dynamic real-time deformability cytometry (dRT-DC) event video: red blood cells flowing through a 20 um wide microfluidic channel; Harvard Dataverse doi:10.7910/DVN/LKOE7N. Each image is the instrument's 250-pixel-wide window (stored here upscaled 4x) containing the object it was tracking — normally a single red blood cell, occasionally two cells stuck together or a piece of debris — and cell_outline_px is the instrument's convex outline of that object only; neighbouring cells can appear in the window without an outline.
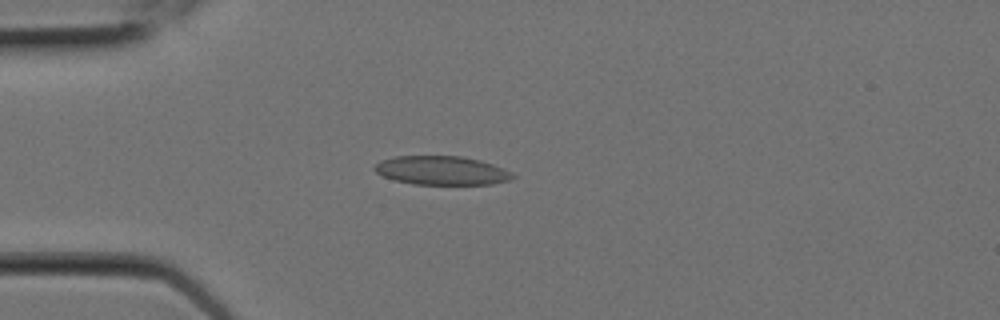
{"species": "Egyptian fruit bat (a non-hibernating species)", "species_latin": "Rousettus aegyptiacus", "temperature_condition": "room temperature", "stored_images_in_passage": 8, "camera_frame_rate_fps": 3000, "um_per_image_px": 0.085, "animal": {"sex": "female"}, "frame": {"image": 1, "passage_image": 4, "time_ms": 1.0, "image_size_px": [1000, 320], "cell_outline_px": [[516, 176], [508, 180], [492, 184], [412, 184], [396, 180], [384, 176], [376, 172], [372, 168], [380, 160], [396, 156], [460, 156], [480, 160], [504, 168], [512, 172]], "centroid_in_image_um": [37.54, 14.48], "position_along_channel_um": 47.5, "area_um2": 23.12}}
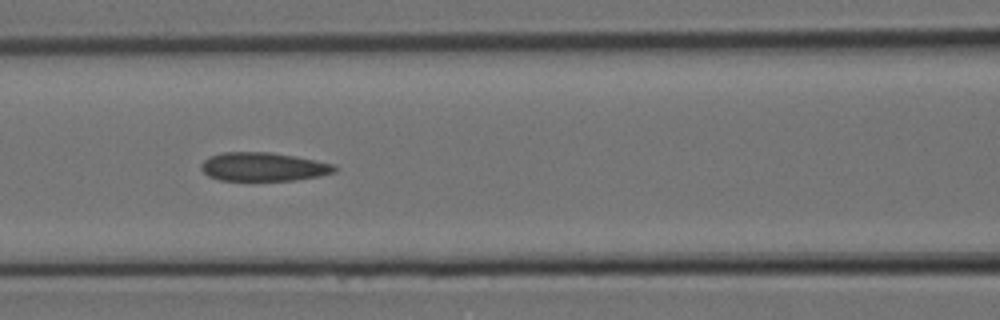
{"frame": {"image": 2, "passage_image": 7, "time_ms": 2.0, "image_size_px": [1000, 320], "cell_outline_px": [[336, 172], [320, 176], [292, 180], [220, 180], [208, 176], [200, 168], [200, 164], [208, 156], [224, 152], [272, 152], [332, 164], [336, 168]], "centroid_in_image_um": [22.32, 14.17], "position_along_channel_um": 144.3, "area_um2": 22.08}}
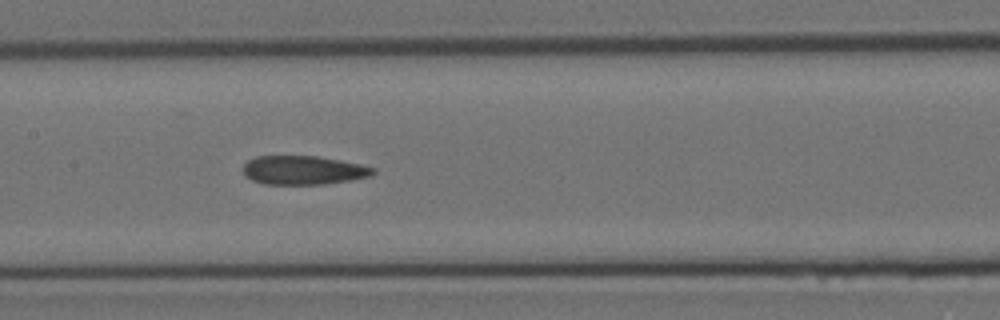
{"frame": {"image": 3, "passage_image": 8, "time_ms": 2.333, "image_size_px": [1000, 320], "cell_outline_px": [[376, 172], [372, 176], [352, 180], [324, 184], [264, 184], [252, 180], [244, 176], [244, 164], [248, 160], [256, 156], [316, 156], [340, 160], [360, 164], [376, 168]], "centroid_in_image_um": [25.81, 14.47], "position_along_channel_um": 181.6, "area_um2": 21.96}}